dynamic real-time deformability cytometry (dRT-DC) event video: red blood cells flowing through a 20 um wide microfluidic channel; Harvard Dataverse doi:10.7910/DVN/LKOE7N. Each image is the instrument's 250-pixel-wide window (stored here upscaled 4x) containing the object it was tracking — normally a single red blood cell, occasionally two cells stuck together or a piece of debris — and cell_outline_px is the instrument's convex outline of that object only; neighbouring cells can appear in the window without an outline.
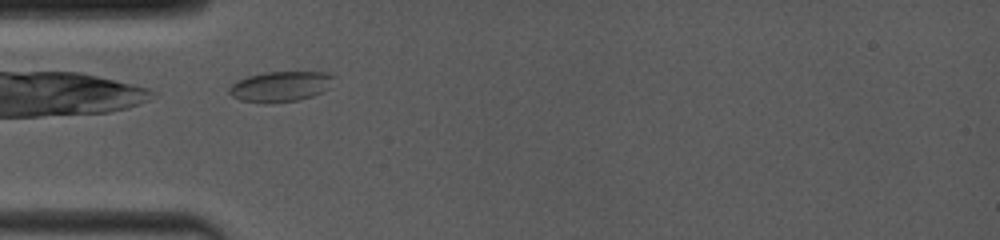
{"species": "common noctule bat (a hibernating species)", "species_latin": "Nyctalus noctula", "temperature_condition": "room temperature", "stored_images_in_passage": 21, "camera_frame_rate_fps": 4000, "um_per_image_px": 0.085, "animal": {"sex": "female", "body_mass_g": 19.0, "forearm_length_mm": 53.3}, "frame": {"image": 1, "passage_image": 1, "time_ms": 0.0, "image_size_px": [1000, 240], "cell_outline_px": [[336, 76], [328, 88], [312, 96], [296, 100], [268, 104], [264, 104], [240, 100], [232, 96], [228, 92], [228, 88], [236, 80], [248, 76], [264, 72], [328, 72]], "centroid_in_image_um": [23.81, 7.35], "position_along_channel_um": 61.2, "area_um2": 18.67}}
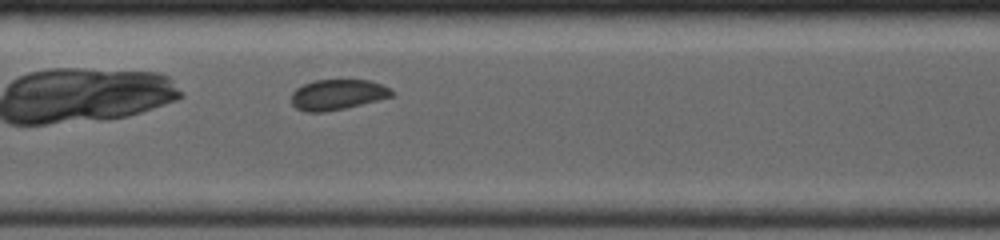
{"frame": {"image": 2, "passage_image": 7, "time_ms": 3.0, "image_size_px": [1000, 240], "cell_outline_px": [[392, 96], [344, 108], [324, 112], [304, 112], [296, 108], [292, 104], [292, 92], [296, 88], [304, 84], [316, 80], [368, 80], [380, 84], [388, 88], [392, 92]], "centroid_in_image_um": [28.62, 8.04], "position_along_channel_um": 178.8, "area_um2": 17.46}}
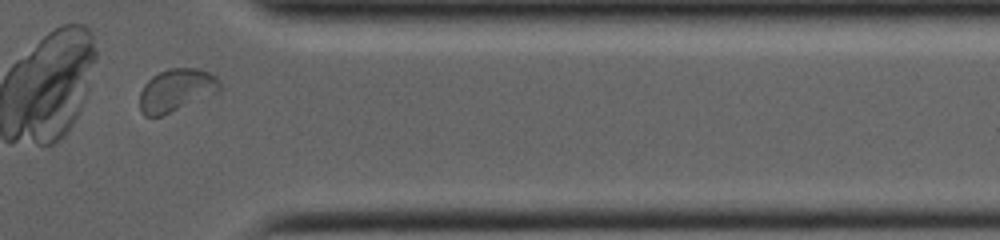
{"frame": {"image": 3, "passage_image": 19, "time_ms": 8.5, "image_size_px": [1000, 240], "cell_outline_px": [[224, 88], [220, 92], [160, 116], [144, 116], [140, 112], [140, 92], [144, 84], [152, 76], [168, 68], [200, 68], [216, 76], [220, 80]], "centroid_in_image_um": [15.03, 7.65], "position_along_channel_um": 396.4, "area_um2": 20.17}, "authors_computed_cell_mechanics": {"area_um2": 18.0914, "velocity_mm_per_s": 3.9865, "shape_relaxation_time_tau1_ms": 4.815, "shape_relaxation_time_tau2_ms": null, "deformation_change_tau1": 0.051, "deformation_change_tau2": null}}